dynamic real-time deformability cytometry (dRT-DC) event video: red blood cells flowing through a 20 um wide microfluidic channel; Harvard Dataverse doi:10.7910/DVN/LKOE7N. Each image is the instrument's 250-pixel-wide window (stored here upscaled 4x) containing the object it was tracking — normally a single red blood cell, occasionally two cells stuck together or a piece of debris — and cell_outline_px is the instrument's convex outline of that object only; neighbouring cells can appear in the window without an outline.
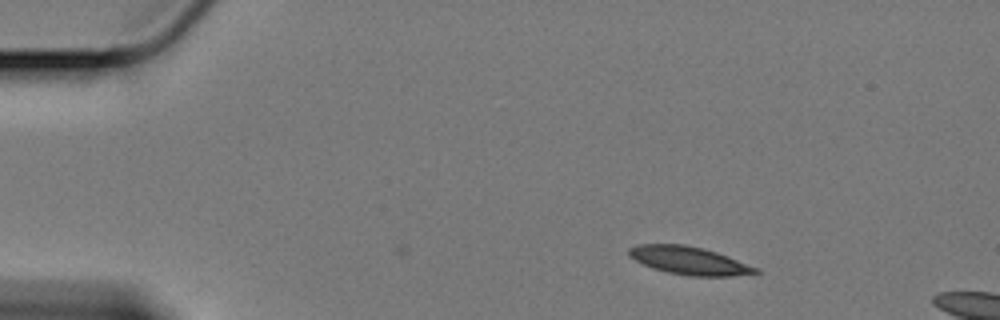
{"species": "Egyptian fruit bat (a non-hibernating species)", "species_latin": "Rousettus aegyptiacus", "temperature_condition": "cold", "stored_images_in_passage": 6, "camera_frame_rate_fps": 3000, "um_per_image_px": 0.085, "animal": {"sex": "female"}, "frame": {"image": 1, "passage_image": 1, "time_ms": 0.0, "image_size_px": [1000, 320], "cell_outline_px": [[760, 272], [732, 276], [688, 276], [668, 272], [652, 268], [628, 256], [628, 248], [636, 244], [684, 244], [716, 252], [760, 268]], "centroid_in_image_um": [58.56, 22.15], "position_along_channel_um": 26.4, "area_um2": 20.58}}